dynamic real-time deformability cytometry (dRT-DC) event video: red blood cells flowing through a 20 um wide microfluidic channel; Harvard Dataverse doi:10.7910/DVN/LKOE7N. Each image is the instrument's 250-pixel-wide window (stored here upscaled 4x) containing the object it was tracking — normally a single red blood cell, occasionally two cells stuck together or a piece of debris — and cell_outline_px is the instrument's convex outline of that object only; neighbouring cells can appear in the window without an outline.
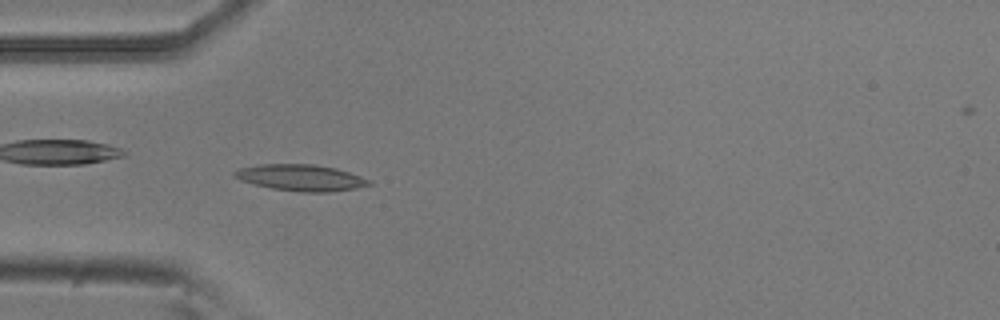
{"species": "common noctule bat (a hibernating species)", "species_latin": "Nyctalus noctula", "temperature_condition": "room temperature", "stored_images_in_passage": 40, "camera_frame_rate_fps": 3000, "um_per_image_px": 0.085, "animal": {"sex": "male", "body_mass_g": 20.5, "forearm_length_mm": 52.5}, "frame": {"image": 1, "passage_image": 4, "time_ms": 1.0, "image_size_px": [1000, 320], "cell_outline_px": [[372, 184], [356, 188], [328, 192], [300, 192], [272, 188], [240, 180], [232, 176], [232, 172], [240, 168], [260, 164], [312, 164], [336, 168], [372, 180]], "centroid_in_image_um": [25.57, 15.1], "position_along_channel_um": 59.4, "area_um2": 20.58}}
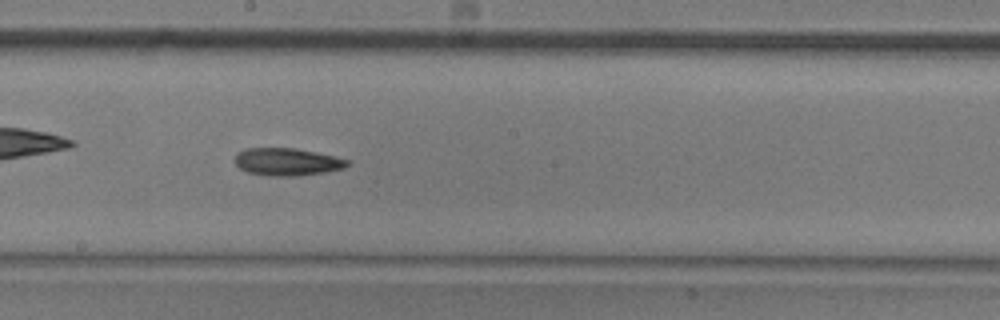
{"frame": {"image": 2, "passage_image": 17, "time_ms": 5.333, "image_size_px": [1000, 320], "cell_outline_px": [[352, 164], [344, 168], [324, 172], [296, 176], [268, 176], [248, 172], [240, 168], [236, 164], [236, 152], [244, 148], [296, 148], [336, 156], [348, 160]], "centroid_in_image_um": [24.42, 13.75], "position_along_channel_um": 223.8, "area_um2": 18.15}}
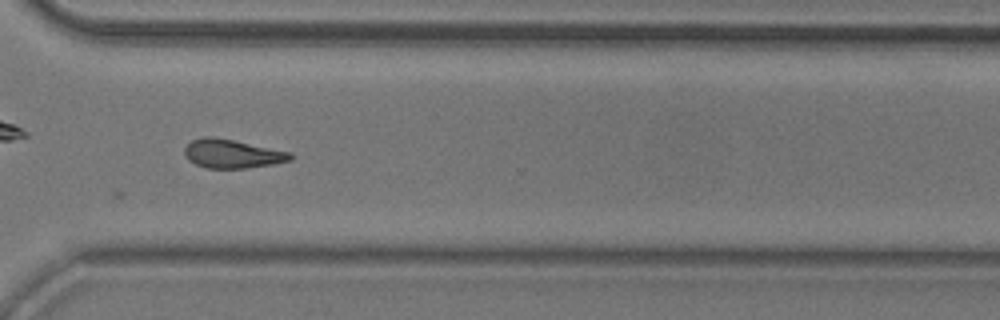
{"frame": {"image": 3, "passage_image": 27, "time_ms": 8.667, "image_size_px": [1000, 320], "cell_outline_px": [[296, 156], [292, 160], [272, 164], [248, 168], [208, 168], [196, 164], [188, 160], [184, 152], [184, 148], [192, 140], [204, 136], [212, 136], [292, 152]], "centroid_in_image_um": [19.77, 13.07], "position_along_channel_um": 350.8, "area_um2": 17.74}, "authors_computed_cell_mechanics": {"area_um2": 17.5134, "velocity_mm_per_s": 3.8177, "shape_relaxation_time_tau1_ms": 6.117, "shape_relaxation_time_tau2_ms": null, "deformation_change_tau1": 0.1412, "deformation_change_tau2": null}}